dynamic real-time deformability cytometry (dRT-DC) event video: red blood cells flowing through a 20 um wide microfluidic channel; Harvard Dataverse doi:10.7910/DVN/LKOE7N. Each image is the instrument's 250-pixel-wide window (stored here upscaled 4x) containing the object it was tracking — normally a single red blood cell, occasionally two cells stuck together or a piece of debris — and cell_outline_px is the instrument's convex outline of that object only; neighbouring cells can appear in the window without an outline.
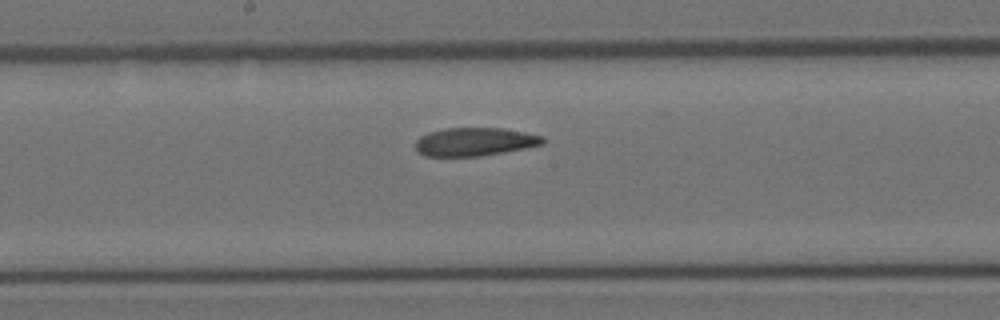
{"species": "Egyptian fruit bat (a non-hibernating species)", "species_latin": "Rousettus aegyptiacus", "temperature_condition": "room temperature", "stored_images_in_passage": 13, "camera_frame_rate_fps": 3000, "um_per_image_px": 0.085, "animal": {"sex": "female"}, "frame": {"image": 1, "passage_image": 10, "time_ms": 3.0, "image_size_px": [1000, 320], "cell_outline_px": [[544, 144], [504, 152], [480, 156], [424, 156], [416, 148], [416, 140], [420, 136], [428, 132], [444, 128], [504, 128], [544, 136]], "centroid_in_image_um": [40.35, 12.04], "position_along_channel_um": 207.8, "area_um2": 20.98}}